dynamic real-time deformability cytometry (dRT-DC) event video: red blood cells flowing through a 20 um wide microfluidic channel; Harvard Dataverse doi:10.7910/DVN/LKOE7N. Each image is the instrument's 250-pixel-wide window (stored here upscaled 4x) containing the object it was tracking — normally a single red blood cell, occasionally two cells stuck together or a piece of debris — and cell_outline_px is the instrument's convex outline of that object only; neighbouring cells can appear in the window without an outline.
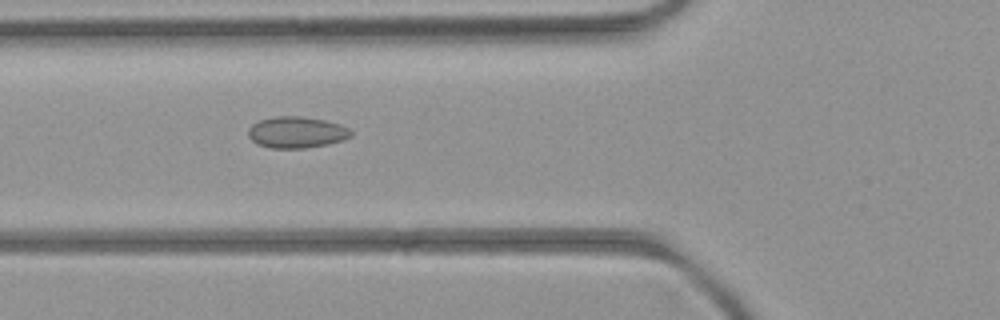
{"species": "common noctule bat (a hibernating species)", "species_latin": "Nyctalus noctula", "temperature_condition": "room temperature", "stored_images_in_passage": 7, "camera_frame_rate_fps": 3000, "um_per_image_px": 0.085, "animal": {"sex": "female", "body_mass_g": 21.9}, "frame": {"image": 1, "passage_image": 6, "time_ms": 5.667, "image_size_px": [1000, 320], "cell_outline_px": [[352, 136], [344, 140], [328, 144], [304, 148], [268, 148], [256, 144], [248, 136], [248, 128], [252, 124], [260, 120], [276, 116], [300, 116], [324, 120], [340, 124], [348, 128], [352, 132]], "centroid_in_image_um": [25.2, 11.25], "position_along_channel_um": 100.6, "area_um2": 18.9}}
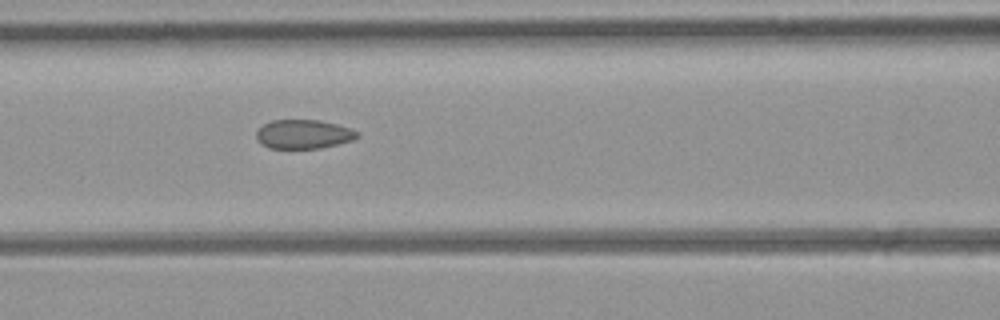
{"frame": {"image": 2, "passage_image": 7, "time_ms": 6.667, "image_size_px": [1000, 320], "cell_outline_px": [[360, 136], [352, 140], [320, 148], [268, 148], [260, 144], [256, 140], [256, 132], [264, 124], [272, 120], [320, 120], [352, 128], [360, 132]], "centroid_in_image_um": [25.8, 11.4], "position_along_channel_um": 140.8, "area_um2": 17.17}}